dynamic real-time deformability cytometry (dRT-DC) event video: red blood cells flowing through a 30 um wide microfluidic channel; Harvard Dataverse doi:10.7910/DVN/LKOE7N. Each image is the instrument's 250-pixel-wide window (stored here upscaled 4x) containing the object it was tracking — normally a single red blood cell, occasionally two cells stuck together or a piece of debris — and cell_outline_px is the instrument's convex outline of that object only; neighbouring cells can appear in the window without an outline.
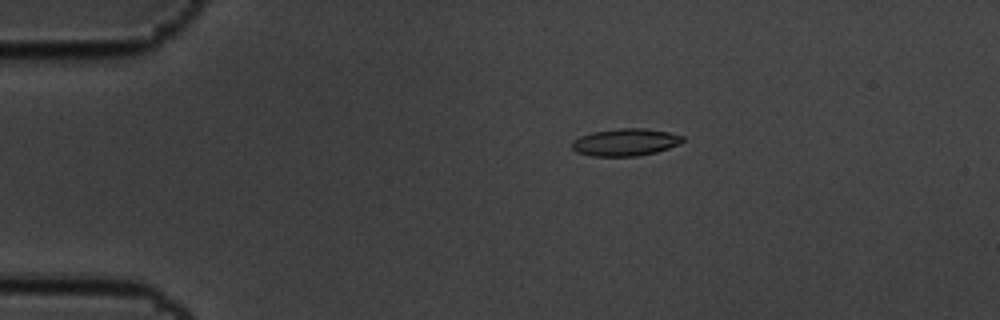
{"species": "common noctule bat (a hibernating species)", "species_latin": "Nyctalus noctula", "temperature_condition": "cold", "stored_images_in_passage": 6, "camera_frame_rate_fps": 3000, "um_per_image_px": 0.085, "animal": {"sex": "male", "body_mass_g": 19.5, "forearm_length_mm": 54.6}, "frame": {"image": 1, "passage_image": 4, "time_ms": 1.0, "image_size_px": [1000, 320], "cell_outline_px": [[684, 140], [680, 144], [656, 152], [636, 156], [592, 156], [576, 152], [572, 148], [572, 140], [580, 136], [592, 132], [620, 128], [644, 128], [668, 132], [684, 136]], "centroid_in_image_um": [53.15, 12.09], "position_along_channel_um": 31.9, "area_um2": 17.63}}